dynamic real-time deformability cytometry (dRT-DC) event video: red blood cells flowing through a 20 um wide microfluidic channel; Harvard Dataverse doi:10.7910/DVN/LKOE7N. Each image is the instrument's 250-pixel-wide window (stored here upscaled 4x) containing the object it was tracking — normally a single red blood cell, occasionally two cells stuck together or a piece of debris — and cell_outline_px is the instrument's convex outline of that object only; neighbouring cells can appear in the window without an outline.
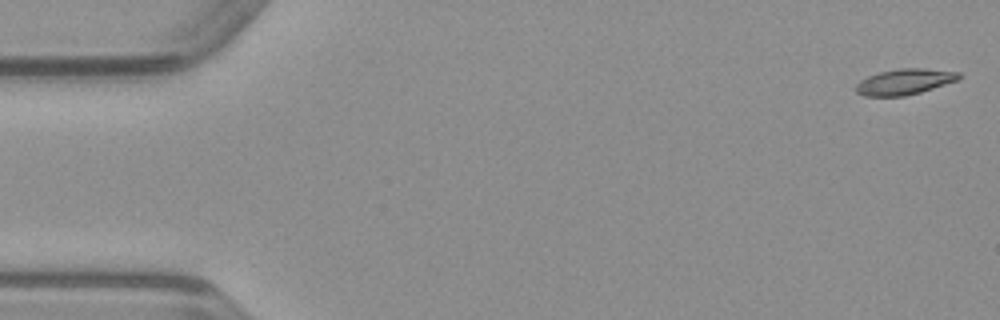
{"species": "common noctule bat (a hibernating species)", "species_latin": "Nyctalus noctula", "temperature_condition": "warm", "stored_images_in_passage": 49, "camera_frame_rate_fps": 3000, "um_per_image_px": 0.085, "animal": {"sex": "male", "body_mass_g": 23.1, "forearm_length_mm": 52.7}, "frame": {"image": 1, "passage_image": 1, "time_ms": 0.0, "image_size_px": [1000, 320], "cell_outline_px": [[964, 76], [960, 80], [920, 92], [904, 96], [864, 96], [856, 92], [856, 84], [860, 80], [868, 76], [880, 72], [900, 68], [924, 68], [960, 72]], "centroid_in_image_um": [76.94, 6.94], "position_along_channel_um": 8.1, "area_um2": 15.61}}
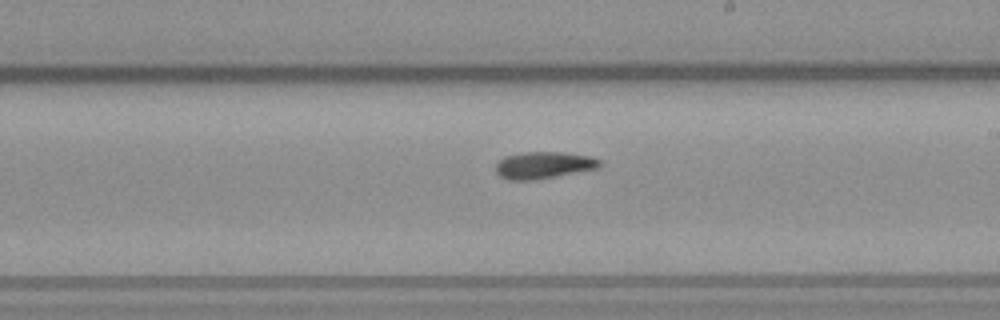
{"frame": {"image": 2, "passage_image": 28, "time_ms": 9.0, "image_size_px": [1000, 320], "cell_outline_px": [[600, 164], [596, 168], [532, 180], [508, 180], [500, 176], [496, 172], [496, 164], [504, 156], [524, 152], [564, 152], [592, 156], [600, 160]], "centroid_in_image_um": [46.17, 14.02], "position_along_channel_um": 242.8, "area_um2": 16.07}}
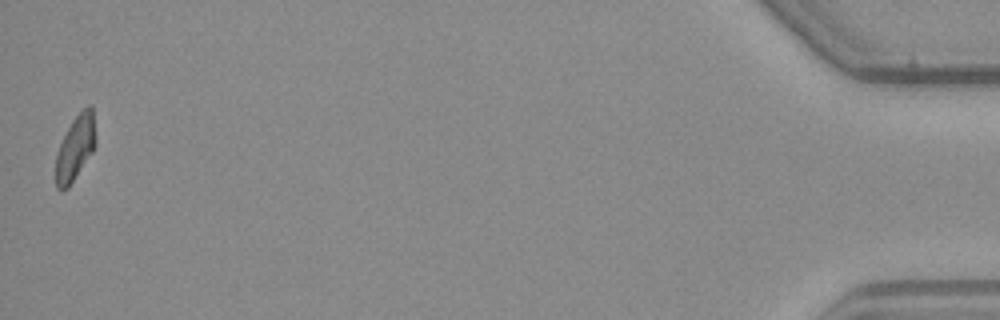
{"frame": {"image": 3, "passage_image": 49, "time_ms": 16.0, "image_size_px": [1000, 320], "cell_outline_px": [[96, 144], [92, 152], [68, 188], [56, 188], [56, 152], [72, 120], [88, 104], [92, 104], [96, 136]], "centroid_in_image_um": [6.42, 12.53], "position_along_channel_um": 428.8, "area_um2": 14.91}}